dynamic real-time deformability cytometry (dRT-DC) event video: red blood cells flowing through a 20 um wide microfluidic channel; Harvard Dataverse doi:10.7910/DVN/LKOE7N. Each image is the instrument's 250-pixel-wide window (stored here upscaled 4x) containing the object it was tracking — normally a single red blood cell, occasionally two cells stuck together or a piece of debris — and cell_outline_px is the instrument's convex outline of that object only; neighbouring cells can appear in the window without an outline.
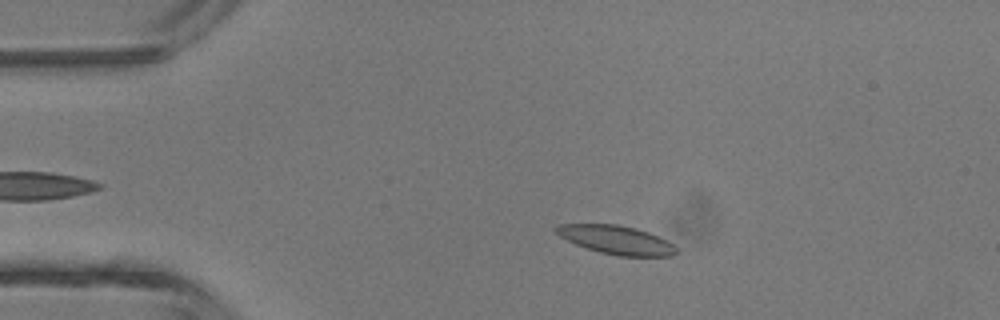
{"species": "common noctule bat (a hibernating species)", "species_latin": "Nyctalus noctula", "temperature_condition": "room temperature", "stored_images_in_passage": 3, "camera_frame_rate_fps": 3000, "um_per_image_px": 0.085, "animal": {"sex": "male", "body_mass_g": 13.3}, "frame": {"image": 1, "passage_image": 2, "time_ms": 1.0, "image_size_px": [1000, 320], "cell_outline_px": [[676, 252], [672, 256], [616, 256], [600, 252], [576, 244], [560, 236], [552, 228], [560, 224], [616, 224], [636, 228], [648, 232], [672, 244], [676, 248]], "centroid_in_image_um": [52.35, 20.38], "position_along_channel_um": 32.6, "area_um2": 19.77}}
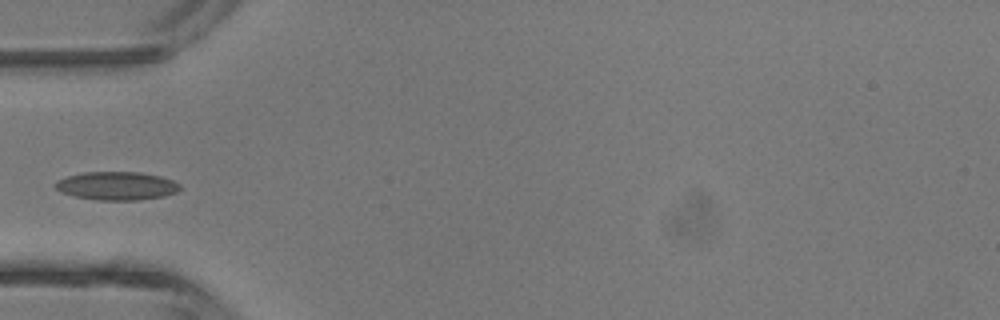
{"frame": {"image": 2, "passage_image": 3, "time_ms": 3.0, "image_size_px": [1000, 320], "cell_outline_px": [[180, 188], [176, 192], [164, 196], [140, 200], [96, 200], [76, 196], [60, 192], [52, 184], [56, 180], [68, 176], [84, 172], [140, 172], [160, 176], [172, 180], [180, 184]], "centroid_in_image_um": [9.9, 15.8], "position_along_channel_um": 75.1, "area_um2": 20.63}}